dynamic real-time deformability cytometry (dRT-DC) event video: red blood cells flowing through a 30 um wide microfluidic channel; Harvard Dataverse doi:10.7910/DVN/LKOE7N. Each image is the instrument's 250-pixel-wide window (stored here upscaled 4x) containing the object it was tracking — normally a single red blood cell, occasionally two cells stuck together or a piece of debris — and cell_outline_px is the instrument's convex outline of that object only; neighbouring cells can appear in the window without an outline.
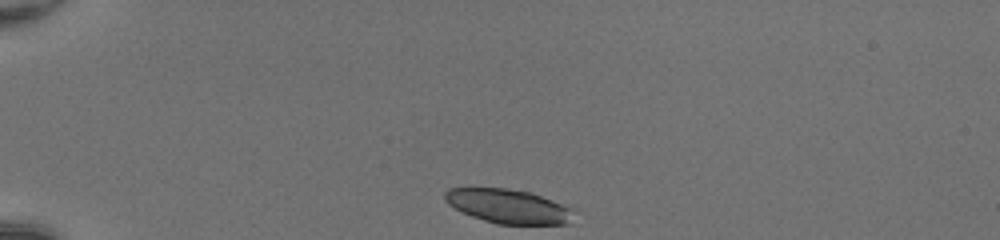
{"species": "common noctule bat (a hibernating species)", "species_latin": "Nyctalus noctula", "temperature_condition": "room temperature", "stored_images_in_passage": 38, "camera_frame_rate_fps": 3000, "um_per_image_px": 0.085, "animal": {"sex": "female", "body_mass_g": 20.0, "forearm_length_mm": 54.0}, "frame": {"image": 1, "passage_image": 1, "time_ms": 0.0, "image_size_px": [1000, 240], "cell_outline_px": [[580, 212], [576, 224], [496, 224], [472, 216], [448, 204], [444, 200], [444, 192], [448, 188], [508, 188], [532, 192], [576, 208]], "centroid_in_image_um": [43.4, 17.54], "position_along_channel_um": 41.6, "area_um2": 26.59}}
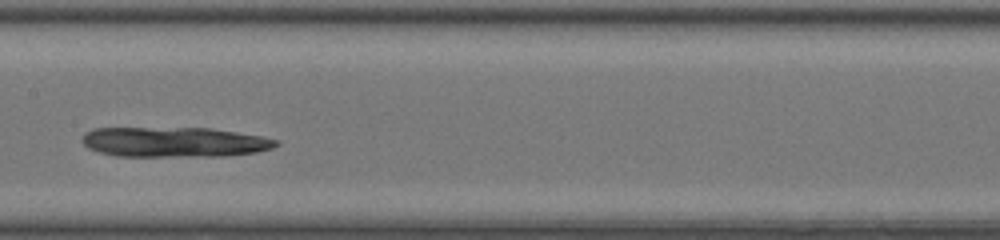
{"frame": {"image": 2, "passage_image": 16, "time_ms": 5.0, "image_size_px": [1000, 240], "cell_outline_px": [[280, 144], [272, 148], [256, 152], [224, 156], [116, 156], [100, 152], [88, 148], [80, 140], [84, 132], [92, 128], [212, 128], [264, 136], [280, 140]], "centroid_in_image_um": [14.83, 12.07], "position_along_channel_um": 192.6, "area_um2": 34.28}}
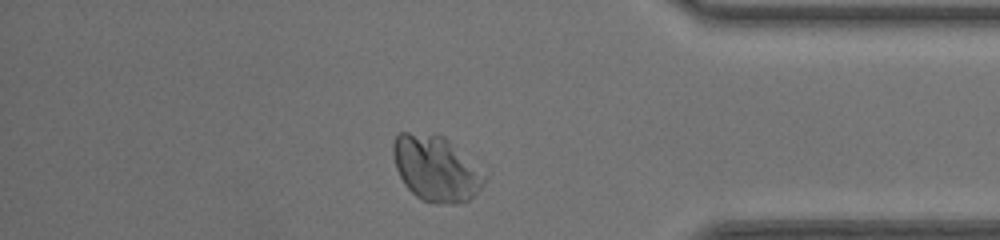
{"frame": {"image": 3, "passage_image": 32, "time_ms": 10.333, "image_size_px": [1000, 240], "cell_outline_px": [[484, 180], [480, 188], [468, 200], [452, 204], [436, 204], [420, 200], [404, 184], [396, 168], [392, 152], [392, 144], [396, 136], [400, 132], [408, 132], [444, 136], [484, 176]], "centroid_in_image_um": [36.96, 14.34], "position_along_channel_um": 398.2, "area_um2": 33.93}}